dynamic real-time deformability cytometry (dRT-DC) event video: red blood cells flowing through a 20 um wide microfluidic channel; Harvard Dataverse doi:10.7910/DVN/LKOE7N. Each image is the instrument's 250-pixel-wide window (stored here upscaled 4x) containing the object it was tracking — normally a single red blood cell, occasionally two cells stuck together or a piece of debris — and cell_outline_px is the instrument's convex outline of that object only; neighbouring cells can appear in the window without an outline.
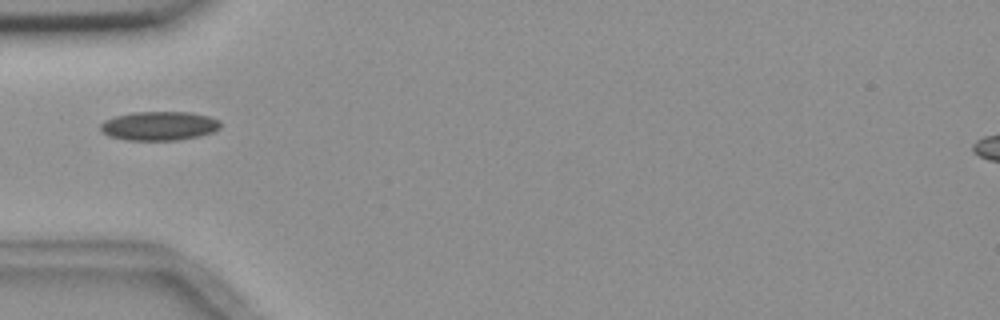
{"species": "common noctule bat (a hibernating species)", "species_latin": "Nyctalus noctula", "temperature_condition": "room temperature", "stored_images_in_passage": 1, "camera_frame_rate_fps": 3000, "um_per_image_px": 0.085, "animal": {"sex": "female", "body_mass_g": 18.4}, "frame": {"image": 1, "passage_image": 1, "time_ms": 0.0, "image_size_px": [1000, 320], "cell_outline_px": [[220, 128], [212, 132], [200, 136], [176, 140], [128, 140], [108, 136], [100, 128], [100, 124], [104, 120], [116, 116], [132, 112], [192, 112], [208, 116], [220, 120]], "centroid_in_image_um": [13.54, 10.69], "position_along_channel_um": 71.5, "area_um2": 20.29}}